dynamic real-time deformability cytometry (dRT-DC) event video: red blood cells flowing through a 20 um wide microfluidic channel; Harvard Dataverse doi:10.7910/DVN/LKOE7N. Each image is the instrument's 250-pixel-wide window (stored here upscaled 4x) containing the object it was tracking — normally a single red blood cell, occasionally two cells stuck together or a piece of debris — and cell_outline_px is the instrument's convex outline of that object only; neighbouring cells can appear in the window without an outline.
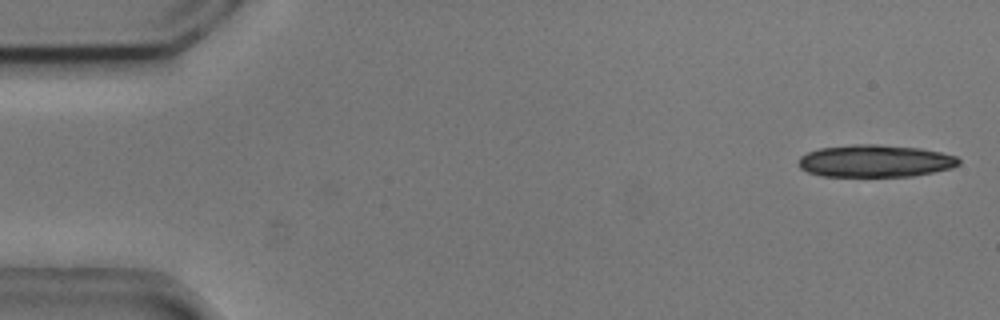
{"species": "common noctule bat (a hibernating species)", "species_latin": "Nyctalus noctula", "temperature_condition": "cold", "stored_images_in_passage": 5, "camera_frame_rate_fps": 3000, "um_per_image_px": 0.085, "animal": {"sex": "male", "body_mass_g": 20.5, "forearm_length_mm": 52.5}, "frame": {"image": 1, "passage_image": 1, "time_ms": 0.0, "image_size_px": [1000, 320], "cell_outline_px": [[960, 164], [952, 168], [912, 176], [820, 176], [808, 172], [800, 168], [800, 156], [808, 152], [820, 148], [852, 144], [876, 144], [920, 148], [940, 152], [956, 156], [960, 160]], "centroid_in_image_um": [74.4, 13.68], "position_along_channel_um": 10.6, "area_um2": 30.11}}